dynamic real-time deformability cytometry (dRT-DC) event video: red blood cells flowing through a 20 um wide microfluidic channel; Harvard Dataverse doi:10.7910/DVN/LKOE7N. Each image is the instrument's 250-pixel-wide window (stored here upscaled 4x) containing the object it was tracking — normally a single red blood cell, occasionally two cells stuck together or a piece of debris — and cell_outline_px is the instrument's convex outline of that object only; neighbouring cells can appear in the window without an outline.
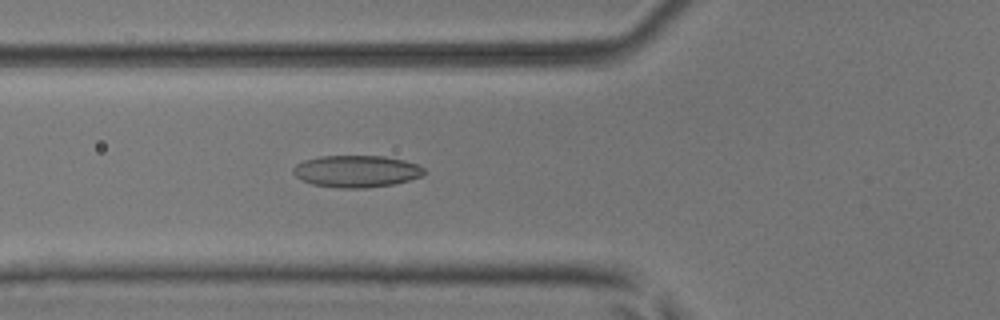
{"species": "common noctule bat (a hibernating species)", "species_latin": "Nyctalus noctula", "temperature_condition": "room temperature", "stored_images_in_passage": 47, "camera_frame_rate_fps": 3000, "um_per_image_px": 0.085, "animal": {"sex": "male", "body_mass_g": 17.9, "forearm_length_mm": 54.2}, "frame": {"image": 1, "passage_image": 18, "time_ms": 5.667, "image_size_px": [1000, 320], "cell_outline_px": [[424, 172], [420, 176], [408, 180], [392, 184], [364, 188], [336, 188], [312, 184], [300, 180], [292, 172], [292, 168], [296, 164], [304, 160], [320, 156], [384, 156], [404, 160], [416, 164], [424, 168]], "centroid_in_image_um": [30.24, 14.56], "position_along_channel_um": 95.6, "area_um2": 24.33}}
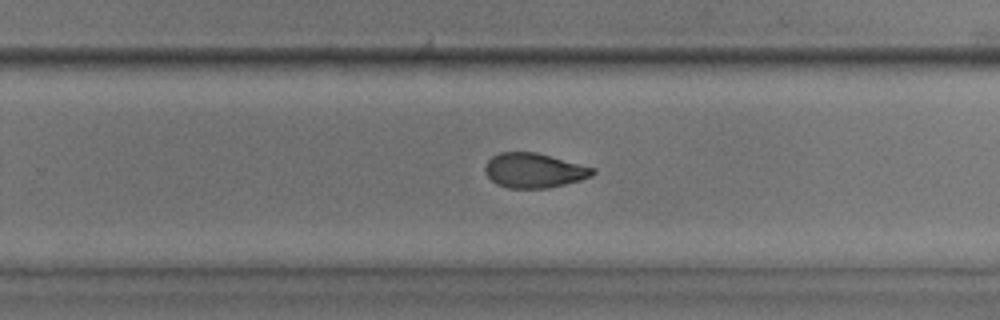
{"frame": {"image": 2, "passage_image": 32, "time_ms": 10.333, "image_size_px": [1000, 320], "cell_outline_px": [[596, 172], [592, 176], [580, 180], [548, 188], [508, 188], [496, 184], [484, 172], [484, 168], [488, 160], [492, 156], [500, 152], [536, 152], [596, 168]], "centroid_in_image_um": [45.39, 14.49], "position_along_channel_um": 284.4, "area_um2": 21.79}}
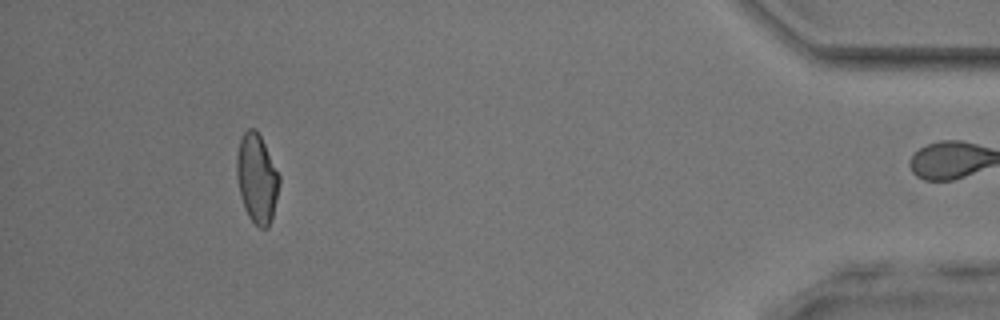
{"frame": {"image": 3, "passage_image": 46, "time_ms": 15.0, "image_size_px": [1000, 320], "cell_outline_px": [[280, 180], [272, 220], [268, 228], [260, 228], [248, 216], [244, 208], [240, 196], [236, 176], [236, 156], [240, 140], [244, 132], [248, 128], [256, 128], [280, 176]], "centroid_in_image_um": [21.82, 15.18], "position_along_channel_um": 413.4, "area_um2": 22.08}, "authors_computed_cell_mechanics": {"area_um2": 22.7732, "velocity_mm_per_s": 4.051, "shape_relaxation_time_tau1_ms": 5.7274, "shape_relaxation_time_tau2_ms": 1.9563, "deformation_change_tau1": 0.1446, "deformation_change_tau2": 0.0759}}